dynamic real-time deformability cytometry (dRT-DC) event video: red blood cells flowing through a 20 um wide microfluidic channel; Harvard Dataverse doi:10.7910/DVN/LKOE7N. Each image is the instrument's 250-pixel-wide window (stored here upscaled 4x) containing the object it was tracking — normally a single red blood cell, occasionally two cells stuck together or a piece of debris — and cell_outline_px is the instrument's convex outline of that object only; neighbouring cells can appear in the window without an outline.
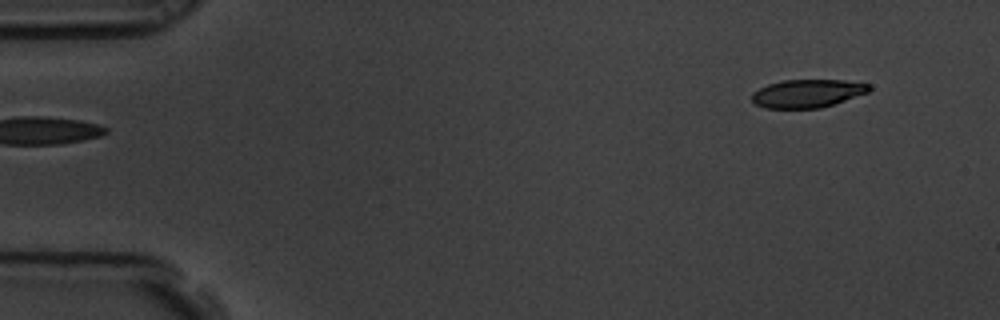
{"species": "common noctule bat (a hibernating species)", "species_latin": "Nyctalus noctula", "temperature_condition": "room temperature", "stored_images_in_passage": 6, "segment_of_instrument_passage": [2, 2], "camera_frame_rate_fps": 3000, "um_per_image_px": 0.085, "animal": {"sex": "male", "body_mass_g": 19.5, "forearm_length_mm": 54.6}, "frame": {"image": 1, "passage_image": 6, "time_ms": 1.667, "image_size_px": [1000, 320], "cell_outline_px": [[872, 88], [868, 92], [820, 108], [764, 108], [756, 104], [752, 100], [752, 92], [768, 84], [784, 80], [844, 80], [872, 84]], "centroid_in_image_um": [68.63, 7.93], "position_along_channel_um": 16.4, "area_um2": 19.13}}